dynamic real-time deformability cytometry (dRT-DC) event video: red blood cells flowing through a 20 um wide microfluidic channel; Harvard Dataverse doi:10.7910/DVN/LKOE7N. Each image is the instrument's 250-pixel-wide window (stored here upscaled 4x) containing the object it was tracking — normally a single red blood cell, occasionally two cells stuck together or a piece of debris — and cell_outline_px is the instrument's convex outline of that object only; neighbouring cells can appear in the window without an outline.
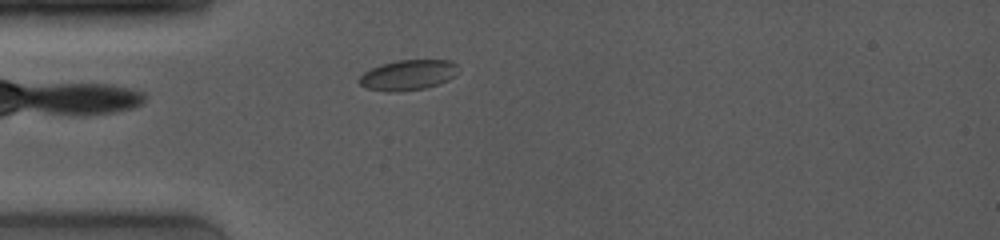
{"species": "common noctule bat (a hibernating species)", "species_latin": "Nyctalus noctula", "temperature_condition": "room temperature", "stored_images_in_passage": 5, "camera_frame_rate_fps": 4000, "um_per_image_px": 0.085, "animal": {"sex": "female", "body_mass_g": 19.0, "forearm_length_mm": 53.3}, "frame": {"image": 1, "passage_image": 2, "time_ms": 0.75, "image_size_px": [1000, 240], "cell_outline_px": [[460, 68], [448, 80], [440, 84], [424, 88], [400, 92], [388, 92], [364, 88], [356, 80], [364, 72], [380, 64], [396, 60], [452, 60]], "centroid_in_image_um": [34.65, 6.38], "position_along_channel_um": 50.3, "area_um2": 17.74}}
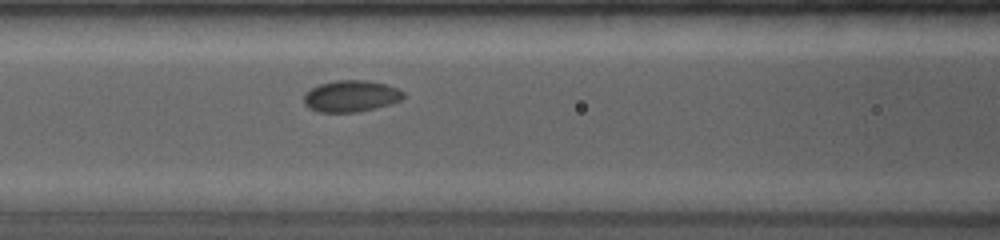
{"frame": {"image": 2, "passage_image": 5, "time_ms": 3.25, "image_size_px": [1000, 240], "cell_outline_px": [[404, 96], [400, 100], [376, 108], [356, 112], [320, 112], [308, 108], [304, 104], [304, 96], [312, 88], [320, 84], [336, 80], [368, 80], [384, 84], [396, 88], [404, 92]], "centroid_in_image_um": [29.82, 8.17], "position_along_channel_um": 136.8, "area_um2": 18.09}}